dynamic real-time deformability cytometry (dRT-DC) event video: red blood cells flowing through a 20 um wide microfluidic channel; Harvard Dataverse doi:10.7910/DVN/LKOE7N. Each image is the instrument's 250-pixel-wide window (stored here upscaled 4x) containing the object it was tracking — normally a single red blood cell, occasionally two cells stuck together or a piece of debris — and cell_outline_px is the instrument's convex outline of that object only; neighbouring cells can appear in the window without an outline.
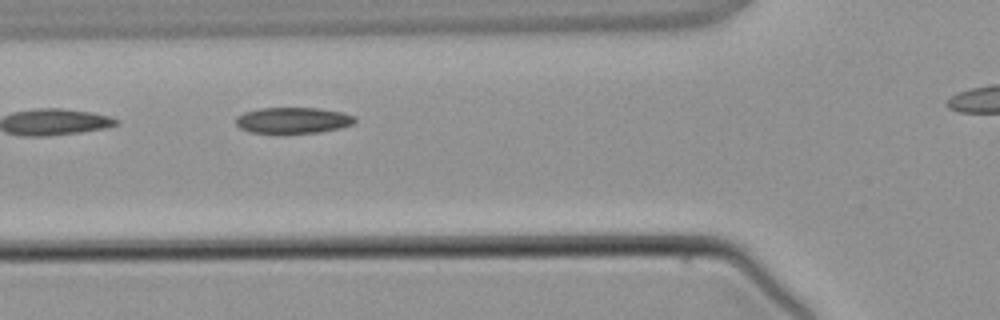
{"species": "common noctule bat (a hibernating species)", "species_latin": "Nyctalus noctula", "temperature_condition": "warm", "stored_images_in_passage": 3, "segment_of_instrument_passage": [2, 2], "camera_frame_rate_fps": 3000, "um_per_image_px": 0.085, "animal": {"sex": "male", "body_mass_g": 21.5, "forearm_length_mm": 52.0}, "frame": {"image": 1, "passage_image": 3, "time_ms": 3.333, "image_size_px": [1000, 320], "cell_outline_px": [[356, 120], [352, 124], [340, 128], [320, 132], [248, 132], [240, 128], [236, 124], [236, 116], [244, 112], [260, 108], [320, 108], [340, 112], [356, 116]], "centroid_in_image_um": [24.9, 10.21], "position_along_channel_um": 100.9, "area_um2": 17.86}}